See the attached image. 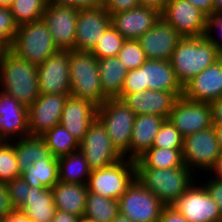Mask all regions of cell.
I'll list each match as a JSON object with an SVG mask.
<instances>
[{
  "label": "cell",
  "mask_w": 222,
  "mask_h": 222,
  "mask_svg": "<svg viewBox=\"0 0 222 222\" xmlns=\"http://www.w3.org/2000/svg\"><path fill=\"white\" fill-rule=\"evenodd\" d=\"M0 87V91L28 108L40 95L37 65L8 50L0 62Z\"/></svg>",
  "instance_id": "2"
},
{
  "label": "cell",
  "mask_w": 222,
  "mask_h": 222,
  "mask_svg": "<svg viewBox=\"0 0 222 222\" xmlns=\"http://www.w3.org/2000/svg\"><path fill=\"white\" fill-rule=\"evenodd\" d=\"M70 95L101 106L109 99L101 88L98 59L86 51L69 50Z\"/></svg>",
  "instance_id": "5"
},
{
  "label": "cell",
  "mask_w": 222,
  "mask_h": 222,
  "mask_svg": "<svg viewBox=\"0 0 222 222\" xmlns=\"http://www.w3.org/2000/svg\"><path fill=\"white\" fill-rule=\"evenodd\" d=\"M135 180V161L123 157L109 166L91 170L87 188L110 199L118 200Z\"/></svg>",
  "instance_id": "8"
},
{
  "label": "cell",
  "mask_w": 222,
  "mask_h": 222,
  "mask_svg": "<svg viewBox=\"0 0 222 222\" xmlns=\"http://www.w3.org/2000/svg\"><path fill=\"white\" fill-rule=\"evenodd\" d=\"M51 190L57 210L68 212L79 218L84 216L88 195L87 184L58 181Z\"/></svg>",
  "instance_id": "26"
},
{
  "label": "cell",
  "mask_w": 222,
  "mask_h": 222,
  "mask_svg": "<svg viewBox=\"0 0 222 222\" xmlns=\"http://www.w3.org/2000/svg\"><path fill=\"white\" fill-rule=\"evenodd\" d=\"M126 39L111 25L90 51L97 59L117 57Z\"/></svg>",
  "instance_id": "36"
},
{
  "label": "cell",
  "mask_w": 222,
  "mask_h": 222,
  "mask_svg": "<svg viewBox=\"0 0 222 222\" xmlns=\"http://www.w3.org/2000/svg\"><path fill=\"white\" fill-rule=\"evenodd\" d=\"M46 7L45 0H13L10 10L16 24L20 26L42 19Z\"/></svg>",
  "instance_id": "35"
},
{
  "label": "cell",
  "mask_w": 222,
  "mask_h": 222,
  "mask_svg": "<svg viewBox=\"0 0 222 222\" xmlns=\"http://www.w3.org/2000/svg\"><path fill=\"white\" fill-rule=\"evenodd\" d=\"M196 175L185 164L171 169L135 168V179L165 206L173 205L199 176Z\"/></svg>",
  "instance_id": "4"
},
{
  "label": "cell",
  "mask_w": 222,
  "mask_h": 222,
  "mask_svg": "<svg viewBox=\"0 0 222 222\" xmlns=\"http://www.w3.org/2000/svg\"><path fill=\"white\" fill-rule=\"evenodd\" d=\"M208 174H211L216 179L222 181V155L220 156L214 169Z\"/></svg>",
  "instance_id": "53"
},
{
  "label": "cell",
  "mask_w": 222,
  "mask_h": 222,
  "mask_svg": "<svg viewBox=\"0 0 222 222\" xmlns=\"http://www.w3.org/2000/svg\"><path fill=\"white\" fill-rule=\"evenodd\" d=\"M79 150L91 170L109 166L124 157L114 147L105 127L97 118L79 143Z\"/></svg>",
  "instance_id": "11"
},
{
  "label": "cell",
  "mask_w": 222,
  "mask_h": 222,
  "mask_svg": "<svg viewBox=\"0 0 222 222\" xmlns=\"http://www.w3.org/2000/svg\"><path fill=\"white\" fill-rule=\"evenodd\" d=\"M117 57L128 70L139 68L147 61L138 40L133 39H126L124 41Z\"/></svg>",
  "instance_id": "38"
},
{
  "label": "cell",
  "mask_w": 222,
  "mask_h": 222,
  "mask_svg": "<svg viewBox=\"0 0 222 222\" xmlns=\"http://www.w3.org/2000/svg\"><path fill=\"white\" fill-rule=\"evenodd\" d=\"M55 158L68 155L79 150V142L62 125H55L41 136Z\"/></svg>",
  "instance_id": "33"
},
{
  "label": "cell",
  "mask_w": 222,
  "mask_h": 222,
  "mask_svg": "<svg viewBox=\"0 0 222 222\" xmlns=\"http://www.w3.org/2000/svg\"><path fill=\"white\" fill-rule=\"evenodd\" d=\"M9 48L0 40V62L3 60Z\"/></svg>",
  "instance_id": "57"
},
{
  "label": "cell",
  "mask_w": 222,
  "mask_h": 222,
  "mask_svg": "<svg viewBox=\"0 0 222 222\" xmlns=\"http://www.w3.org/2000/svg\"><path fill=\"white\" fill-rule=\"evenodd\" d=\"M40 94H70L69 50H59L37 66Z\"/></svg>",
  "instance_id": "16"
},
{
  "label": "cell",
  "mask_w": 222,
  "mask_h": 222,
  "mask_svg": "<svg viewBox=\"0 0 222 222\" xmlns=\"http://www.w3.org/2000/svg\"><path fill=\"white\" fill-rule=\"evenodd\" d=\"M212 123L222 124V97L210 102Z\"/></svg>",
  "instance_id": "48"
},
{
  "label": "cell",
  "mask_w": 222,
  "mask_h": 222,
  "mask_svg": "<svg viewBox=\"0 0 222 222\" xmlns=\"http://www.w3.org/2000/svg\"><path fill=\"white\" fill-rule=\"evenodd\" d=\"M9 50L37 66L59 51L43 18L18 26Z\"/></svg>",
  "instance_id": "6"
},
{
  "label": "cell",
  "mask_w": 222,
  "mask_h": 222,
  "mask_svg": "<svg viewBox=\"0 0 222 222\" xmlns=\"http://www.w3.org/2000/svg\"><path fill=\"white\" fill-rule=\"evenodd\" d=\"M183 149L151 147L135 160V168L171 169L184 165Z\"/></svg>",
  "instance_id": "31"
},
{
  "label": "cell",
  "mask_w": 222,
  "mask_h": 222,
  "mask_svg": "<svg viewBox=\"0 0 222 222\" xmlns=\"http://www.w3.org/2000/svg\"><path fill=\"white\" fill-rule=\"evenodd\" d=\"M78 222H97L96 220L90 219L88 217L82 216L78 219Z\"/></svg>",
  "instance_id": "60"
},
{
  "label": "cell",
  "mask_w": 222,
  "mask_h": 222,
  "mask_svg": "<svg viewBox=\"0 0 222 222\" xmlns=\"http://www.w3.org/2000/svg\"><path fill=\"white\" fill-rule=\"evenodd\" d=\"M16 24L10 8L0 7V40L8 47L12 45L17 33Z\"/></svg>",
  "instance_id": "41"
},
{
  "label": "cell",
  "mask_w": 222,
  "mask_h": 222,
  "mask_svg": "<svg viewBox=\"0 0 222 222\" xmlns=\"http://www.w3.org/2000/svg\"><path fill=\"white\" fill-rule=\"evenodd\" d=\"M221 57L216 47L204 36L183 37L173 51L170 62L178 82L184 87Z\"/></svg>",
  "instance_id": "1"
},
{
  "label": "cell",
  "mask_w": 222,
  "mask_h": 222,
  "mask_svg": "<svg viewBox=\"0 0 222 222\" xmlns=\"http://www.w3.org/2000/svg\"><path fill=\"white\" fill-rule=\"evenodd\" d=\"M106 0H73V6L78 8H94L104 6Z\"/></svg>",
  "instance_id": "51"
},
{
  "label": "cell",
  "mask_w": 222,
  "mask_h": 222,
  "mask_svg": "<svg viewBox=\"0 0 222 222\" xmlns=\"http://www.w3.org/2000/svg\"><path fill=\"white\" fill-rule=\"evenodd\" d=\"M220 150L222 152V124H213Z\"/></svg>",
  "instance_id": "54"
},
{
  "label": "cell",
  "mask_w": 222,
  "mask_h": 222,
  "mask_svg": "<svg viewBox=\"0 0 222 222\" xmlns=\"http://www.w3.org/2000/svg\"><path fill=\"white\" fill-rule=\"evenodd\" d=\"M18 209L23 210L33 222H52L57 210L50 188L32 186L27 199Z\"/></svg>",
  "instance_id": "27"
},
{
  "label": "cell",
  "mask_w": 222,
  "mask_h": 222,
  "mask_svg": "<svg viewBox=\"0 0 222 222\" xmlns=\"http://www.w3.org/2000/svg\"><path fill=\"white\" fill-rule=\"evenodd\" d=\"M148 89L172 92L177 98L183 96V87L178 82L170 61L147 59L139 68L128 70L118 99Z\"/></svg>",
  "instance_id": "3"
},
{
  "label": "cell",
  "mask_w": 222,
  "mask_h": 222,
  "mask_svg": "<svg viewBox=\"0 0 222 222\" xmlns=\"http://www.w3.org/2000/svg\"><path fill=\"white\" fill-rule=\"evenodd\" d=\"M183 96L196 102H212L222 97V57L183 87Z\"/></svg>",
  "instance_id": "22"
},
{
  "label": "cell",
  "mask_w": 222,
  "mask_h": 222,
  "mask_svg": "<svg viewBox=\"0 0 222 222\" xmlns=\"http://www.w3.org/2000/svg\"><path fill=\"white\" fill-rule=\"evenodd\" d=\"M140 6L152 7L162 12L168 0H139Z\"/></svg>",
  "instance_id": "52"
},
{
  "label": "cell",
  "mask_w": 222,
  "mask_h": 222,
  "mask_svg": "<svg viewBox=\"0 0 222 222\" xmlns=\"http://www.w3.org/2000/svg\"><path fill=\"white\" fill-rule=\"evenodd\" d=\"M119 213L118 200L88 192L84 216L97 222H112Z\"/></svg>",
  "instance_id": "34"
},
{
  "label": "cell",
  "mask_w": 222,
  "mask_h": 222,
  "mask_svg": "<svg viewBox=\"0 0 222 222\" xmlns=\"http://www.w3.org/2000/svg\"><path fill=\"white\" fill-rule=\"evenodd\" d=\"M12 209L8 189L5 184H0V219H5Z\"/></svg>",
  "instance_id": "46"
},
{
  "label": "cell",
  "mask_w": 222,
  "mask_h": 222,
  "mask_svg": "<svg viewBox=\"0 0 222 222\" xmlns=\"http://www.w3.org/2000/svg\"><path fill=\"white\" fill-rule=\"evenodd\" d=\"M70 94H40L28 107L31 136H42L60 123L64 104Z\"/></svg>",
  "instance_id": "15"
},
{
  "label": "cell",
  "mask_w": 222,
  "mask_h": 222,
  "mask_svg": "<svg viewBox=\"0 0 222 222\" xmlns=\"http://www.w3.org/2000/svg\"><path fill=\"white\" fill-rule=\"evenodd\" d=\"M206 178H207V180H205L206 182H203L202 185L205 187L208 194L217 203L222 217V181L216 179L212 175H209Z\"/></svg>",
  "instance_id": "43"
},
{
  "label": "cell",
  "mask_w": 222,
  "mask_h": 222,
  "mask_svg": "<svg viewBox=\"0 0 222 222\" xmlns=\"http://www.w3.org/2000/svg\"><path fill=\"white\" fill-rule=\"evenodd\" d=\"M184 138L178 129L167 119L156 134L152 147L163 149H183Z\"/></svg>",
  "instance_id": "39"
},
{
  "label": "cell",
  "mask_w": 222,
  "mask_h": 222,
  "mask_svg": "<svg viewBox=\"0 0 222 222\" xmlns=\"http://www.w3.org/2000/svg\"><path fill=\"white\" fill-rule=\"evenodd\" d=\"M161 18V12L146 6L111 15V25L125 38L137 40Z\"/></svg>",
  "instance_id": "21"
},
{
  "label": "cell",
  "mask_w": 222,
  "mask_h": 222,
  "mask_svg": "<svg viewBox=\"0 0 222 222\" xmlns=\"http://www.w3.org/2000/svg\"><path fill=\"white\" fill-rule=\"evenodd\" d=\"M161 17L182 37L204 35L207 16L188 0H168Z\"/></svg>",
  "instance_id": "14"
},
{
  "label": "cell",
  "mask_w": 222,
  "mask_h": 222,
  "mask_svg": "<svg viewBox=\"0 0 222 222\" xmlns=\"http://www.w3.org/2000/svg\"><path fill=\"white\" fill-rule=\"evenodd\" d=\"M135 116L130 107L118 98H109L97 108V119L122 155L130 148Z\"/></svg>",
  "instance_id": "7"
},
{
  "label": "cell",
  "mask_w": 222,
  "mask_h": 222,
  "mask_svg": "<svg viewBox=\"0 0 222 222\" xmlns=\"http://www.w3.org/2000/svg\"><path fill=\"white\" fill-rule=\"evenodd\" d=\"M165 205L138 180L118 199L119 213L133 222H158Z\"/></svg>",
  "instance_id": "10"
},
{
  "label": "cell",
  "mask_w": 222,
  "mask_h": 222,
  "mask_svg": "<svg viewBox=\"0 0 222 222\" xmlns=\"http://www.w3.org/2000/svg\"><path fill=\"white\" fill-rule=\"evenodd\" d=\"M57 160L60 182L87 184L91 169L80 150L59 157Z\"/></svg>",
  "instance_id": "30"
},
{
  "label": "cell",
  "mask_w": 222,
  "mask_h": 222,
  "mask_svg": "<svg viewBox=\"0 0 222 222\" xmlns=\"http://www.w3.org/2000/svg\"><path fill=\"white\" fill-rule=\"evenodd\" d=\"M79 217L65 211L56 210L52 222H78Z\"/></svg>",
  "instance_id": "50"
},
{
  "label": "cell",
  "mask_w": 222,
  "mask_h": 222,
  "mask_svg": "<svg viewBox=\"0 0 222 222\" xmlns=\"http://www.w3.org/2000/svg\"><path fill=\"white\" fill-rule=\"evenodd\" d=\"M18 177H21V172L14 145L11 142L0 141V184H6Z\"/></svg>",
  "instance_id": "37"
},
{
  "label": "cell",
  "mask_w": 222,
  "mask_h": 222,
  "mask_svg": "<svg viewBox=\"0 0 222 222\" xmlns=\"http://www.w3.org/2000/svg\"><path fill=\"white\" fill-rule=\"evenodd\" d=\"M177 97L172 92L145 90L127 94L122 100L136 114H150L168 119Z\"/></svg>",
  "instance_id": "24"
},
{
  "label": "cell",
  "mask_w": 222,
  "mask_h": 222,
  "mask_svg": "<svg viewBox=\"0 0 222 222\" xmlns=\"http://www.w3.org/2000/svg\"><path fill=\"white\" fill-rule=\"evenodd\" d=\"M21 177L32 187L52 189L59 181L58 160H39L23 171Z\"/></svg>",
  "instance_id": "32"
},
{
  "label": "cell",
  "mask_w": 222,
  "mask_h": 222,
  "mask_svg": "<svg viewBox=\"0 0 222 222\" xmlns=\"http://www.w3.org/2000/svg\"><path fill=\"white\" fill-rule=\"evenodd\" d=\"M4 222H33L26 213L18 208H13L4 219Z\"/></svg>",
  "instance_id": "47"
},
{
  "label": "cell",
  "mask_w": 222,
  "mask_h": 222,
  "mask_svg": "<svg viewBox=\"0 0 222 222\" xmlns=\"http://www.w3.org/2000/svg\"><path fill=\"white\" fill-rule=\"evenodd\" d=\"M158 222H189L173 205L164 206Z\"/></svg>",
  "instance_id": "45"
},
{
  "label": "cell",
  "mask_w": 222,
  "mask_h": 222,
  "mask_svg": "<svg viewBox=\"0 0 222 222\" xmlns=\"http://www.w3.org/2000/svg\"><path fill=\"white\" fill-rule=\"evenodd\" d=\"M183 37L162 17L137 40L149 60L170 61Z\"/></svg>",
  "instance_id": "19"
},
{
  "label": "cell",
  "mask_w": 222,
  "mask_h": 222,
  "mask_svg": "<svg viewBox=\"0 0 222 222\" xmlns=\"http://www.w3.org/2000/svg\"><path fill=\"white\" fill-rule=\"evenodd\" d=\"M78 12L72 5H47L43 20L59 50H74Z\"/></svg>",
  "instance_id": "18"
},
{
  "label": "cell",
  "mask_w": 222,
  "mask_h": 222,
  "mask_svg": "<svg viewBox=\"0 0 222 222\" xmlns=\"http://www.w3.org/2000/svg\"><path fill=\"white\" fill-rule=\"evenodd\" d=\"M28 108L0 91V141H13L29 136Z\"/></svg>",
  "instance_id": "20"
},
{
  "label": "cell",
  "mask_w": 222,
  "mask_h": 222,
  "mask_svg": "<svg viewBox=\"0 0 222 222\" xmlns=\"http://www.w3.org/2000/svg\"><path fill=\"white\" fill-rule=\"evenodd\" d=\"M47 5H72L73 0H45Z\"/></svg>",
  "instance_id": "55"
},
{
  "label": "cell",
  "mask_w": 222,
  "mask_h": 222,
  "mask_svg": "<svg viewBox=\"0 0 222 222\" xmlns=\"http://www.w3.org/2000/svg\"><path fill=\"white\" fill-rule=\"evenodd\" d=\"M182 153L184 164L194 174L210 173L222 155L214 125L184 137Z\"/></svg>",
  "instance_id": "9"
},
{
  "label": "cell",
  "mask_w": 222,
  "mask_h": 222,
  "mask_svg": "<svg viewBox=\"0 0 222 222\" xmlns=\"http://www.w3.org/2000/svg\"><path fill=\"white\" fill-rule=\"evenodd\" d=\"M140 6L139 0H106L104 8L112 15Z\"/></svg>",
  "instance_id": "44"
},
{
  "label": "cell",
  "mask_w": 222,
  "mask_h": 222,
  "mask_svg": "<svg viewBox=\"0 0 222 222\" xmlns=\"http://www.w3.org/2000/svg\"><path fill=\"white\" fill-rule=\"evenodd\" d=\"M216 33L219 35L217 36ZM203 36L216 47L222 56V11H213L206 17V28Z\"/></svg>",
  "instance_id": "40"
},
{
  "label": "cell",
  "mask_w": 222,
  "mask_h": 222,
  "mask_svg": "<svg viewBox=\"0 0 222 222\" xmlns=\"http://www.w3.org/2000/svg\"><path fill=\"white\" fill-rule=\"evenodd\" d=\"M101 88L108 98H118L125 82L128 69L118 57L98 59Z\"/></svg>",
  "instance_id": "29"
},
{
  "label": "cell",
  "mask_w": 222,
  "mask_h": 222,
  "mask_svg": "<svg viewBox=\"0 0 222 222\" xmlns=\"http://www.w3.org/2000/svg\"><path fill=\"white\" fill-rule=\"evenodd\" d=\"M10 142L14 145L17 164L21 173L39 160H57L51 155L41 136L29 135Z\"/></svg>",
  "instance_id": "28"
},
{
  "label": "cell",
  "mask_w": 222,
  "mask_h": 222,
  "mask_svg": "<svg viewBox=\"0 0 222 222\" xmlns=\"http://www.w3.org/2000/svg\"><path fill=\"white\" fill-rule=\"evenodd\" d=\"M13 0H0V7L10 8Z\"/></svg>",
  "instance_id": "59"
},
{
  "label": "cell",
  "mask_w": 222,
  "mask_h": 222,
  "mask_svg": "<svg viewBox=\"0 0 222 222\" xmlns=\"http://www.w3.org/2000/svg\"><path fill=\"white\" fill-rule=\"evenodd\" d=\"M112 222H133V221L130 218H128L127 216H125L121 213H118Z\"/></svg>",
  "instance_id": "56"
},
{
  "label": "cell",
  "mask_w": 222,
  "mask_h": 222,
  "mask_svg": "<svg viewBox=\"0 0 222 222\" xmlns=\"http://www.w3.org/2000/svg\"><path fill=\"white\" fill-rule=\"evenodd\" d=\"M176 200L174 208L189 222H218L222 220L220 209L205 187L196 183ZM201 184V185H200Z\"/></svg>",
  "instance_id": "12"
},
{
  "label": "cell",
  "mask_w": 222,
  "mask_h": 222,
  "mask_svg": "<svg viewBox=\"0 0 222 222\" xmlns=\"http://www.w3.org/2000/svg\"><path fill=\"white\" fill-rule=\"evenodd\" d=\"M214 11H222V0H213Z\"/></svg>",
  "instance_id": "58"
},
{
  "label": "cell",
  "mask_w": 222,
  "mask_h": 222,
  "mask_svg": "<svg viewBox=\"0 0 222 222\" xmlns=\"http://www.w3.org/2000/svg\"><path fill=\"white\" fill-rule=\"evenodd\" d=\"M110 26L111 15L104 6L79 8L74 50L90 52Z\"/></svg>",
  "instance_id": "17"
},
{
  "label": "cell",
  "mask_w": 222,
  "mask_h": 222,
  "mask_svg": "<svg viewBox=\"0 0 222 222\" xmlns=\"http://www.w3.org/2000/svg\"><path fill=\"white\" fill-rule=\"evenodd\" d=\"M206 16H209L214 11L213 0H188Z\"/></svg>",
  "instance_id": "49"
},
{
  "label": "cell",
  "mask_w": 222,
  "mask_h": 222,
  "mask_svg": "<svg viewBox=\"0 0 222 222\" xmlns=\"http://www.w3.org/2000/svg\"><path fill=\"white\" fill-rule=\"evenodd\" d=\"M97 108L92 101L68 96L60 118V125L65 127L80 143L90 125L97 118Z\"/></svg>",
  "instance_id": "23"
},
{
  "label": "cell",
  "mask_w": 222,
  "mask_h": 222,
  "mask_svg": "<svg viewBox=\"0 0 222 222\" xmlns=\"http://www.w3.org/2000/svg\"><path fill=\"white\" fill-rule=\"evenodd\" d=\"M165 120V118L156 115H136L130 148L123 156L134 161L142 156L153 146L156 134Z\"/></svg>",
  "instance_id": "25"
},
{
  "label": "cell",
  "mask_w": 222,
  "mask_h": 222,
  "mask_svg": "<svg viewBox=\"0 0 222 222\" xmlns=\"http://www.w3.org/2000/svg\"><path fill=\"white\" fill-rule=\"evenodd\" d=\"M168 120L183 138L213 126L210 103L190 101L184 96L176 99Z\"/></svg>",
  "instance_id": "13"
},
{
  "label": "cell",
  "mask_w": 222,
  "mask_h": 222,
  "mask_svg": "<svg viewBox=\"0 0 222 222\" xmlns=\"http://www.w3.org/2000/svg\"><path fill=\"white\" fill-rule=\"evenodd\" d=\"M6 187L13 208H19L27 199L30 185L22 177L14 178L7 182Z\"/></svg>",
  "instance_id": "42"
}]
</instances>
